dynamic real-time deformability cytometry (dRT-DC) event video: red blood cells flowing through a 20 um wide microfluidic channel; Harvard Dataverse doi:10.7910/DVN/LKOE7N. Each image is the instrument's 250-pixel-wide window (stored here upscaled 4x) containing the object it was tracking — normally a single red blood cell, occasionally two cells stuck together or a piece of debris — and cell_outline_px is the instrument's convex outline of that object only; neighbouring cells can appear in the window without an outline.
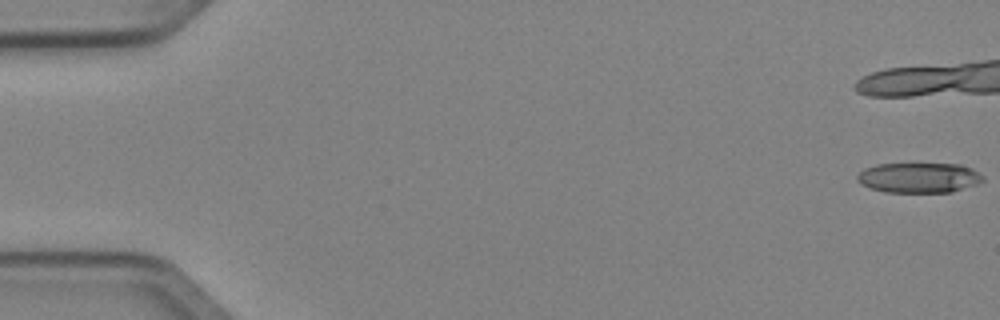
{"species": "Egyptian fruit bat (a non-hibernating species)", "species_latin": "Rousettus aegyptiacus", "temperature_condition": "cold", "stored_images_in_passage": 23, "camera_frame_rate_fps": 3000, "um_per_image_px": 0.085, "animal": {"sex": "female"}, "frame": {"image": 1, "passage_image": 1, "time_ms": 0.0, "image_size_px": [1000, 320], "cell_outline_px": [[984, 180], [976, 184], [952, 192], [884, 192], [872, 188], [856, 180], [856, 176], [864, 168], [876, 164], [960, 164], [972, 168], [984, 176]], "centroid_in_image_um": [78.12, 15.1], "position_along_channel_um": 6.9, "area_um2": 22.02}}